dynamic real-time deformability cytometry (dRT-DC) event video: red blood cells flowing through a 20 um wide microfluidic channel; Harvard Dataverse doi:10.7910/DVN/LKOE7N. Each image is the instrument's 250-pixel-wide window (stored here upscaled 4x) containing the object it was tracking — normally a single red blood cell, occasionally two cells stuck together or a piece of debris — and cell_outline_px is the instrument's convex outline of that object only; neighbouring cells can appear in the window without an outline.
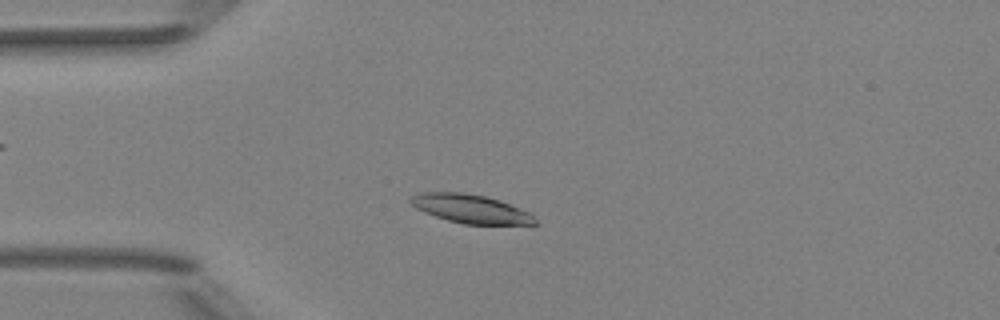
{"species": "Egyptian fruit bat (a non-hibernating species)", "species_latin": "Rousettus aegyptiacus", "temperature_condition": "room temperature", "stored_images_in_passage": 37, "camera_frame_rate_fps": 3000, "um_per_image_px": 0.085, "animal": {"sex": "female"}, "frame": {"image": 1, "passage_image": 6, "time_ms": 1.667, "image_size_px": [1000, 320], "cell_outline_px": [[536, 224], [464, 224], [448, 220], [424, 212], [416, 208], [408, 200], [412, 196], [420, 192], [464, 192], [484, 196], [500, 200], [528, 212], [536, 220]], "centroid_in_image_um": [39.96, 17.73], "position_along_channel_um": 45.0, "area_um2": 20.52}}
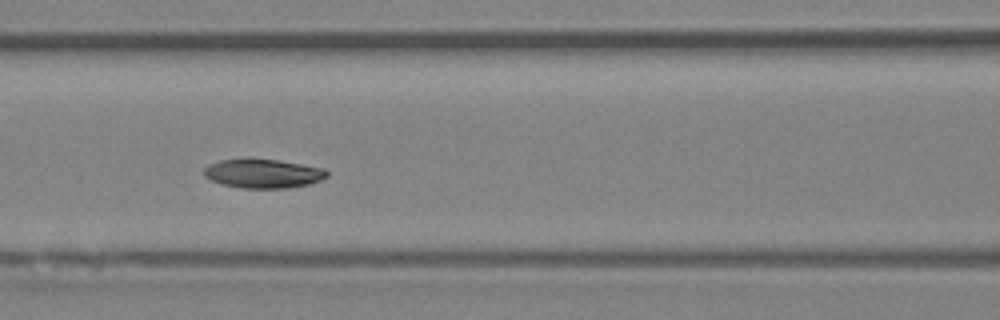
{"frame": {"image": 2, "passage_image": 15, "time_ms": 4.667, "image_size_px": [1000, 320], "cell_outline_px": [[328, 176], [320, 180], [308, 184], [288, 188], [240, 188], [220, 184], [204, 176], [204, 168], [208, 164], [220, 160], [276, 160], [324, 168], [328, 172]], "centroid_in_image_um": [22.35, 14.77], "position_along_channel_um": 144.2, "area_um2": 20.46}}
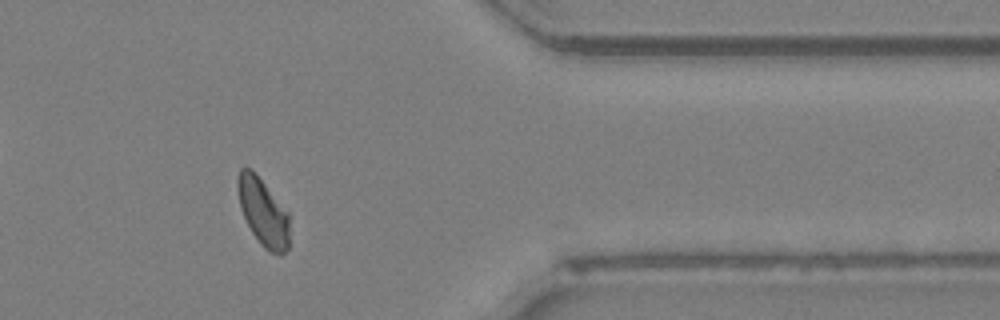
{"frame": {"image": 3, "passage_image": 35, "time_ms": 11.333, "image_size_px": [1000, 320], "cell_outline_px": [[288, 248], [280, 256], [264, 248], [260, 244], [252, 232], [240, 208], [236, 188], [236, 180], [240, 168], [248, 168], [264, 184], [288, 212]], "centroid_in_image_um": [22.33, 18.05], "position_along_channel_um": 389.1, "area_um2": 19.94}, "authors_computed_cell_mechanics": {"area_um2": 20.7502, "velocity_mm_per_s": 3.9657, "shape_relaxation_time_tau1_ms": 3.2526, "shape_relaxation_time_tau2_ms": 6.2913, "deformation_change_tau1": 0.1437, "deformation_change_tau2": 0.0893}}